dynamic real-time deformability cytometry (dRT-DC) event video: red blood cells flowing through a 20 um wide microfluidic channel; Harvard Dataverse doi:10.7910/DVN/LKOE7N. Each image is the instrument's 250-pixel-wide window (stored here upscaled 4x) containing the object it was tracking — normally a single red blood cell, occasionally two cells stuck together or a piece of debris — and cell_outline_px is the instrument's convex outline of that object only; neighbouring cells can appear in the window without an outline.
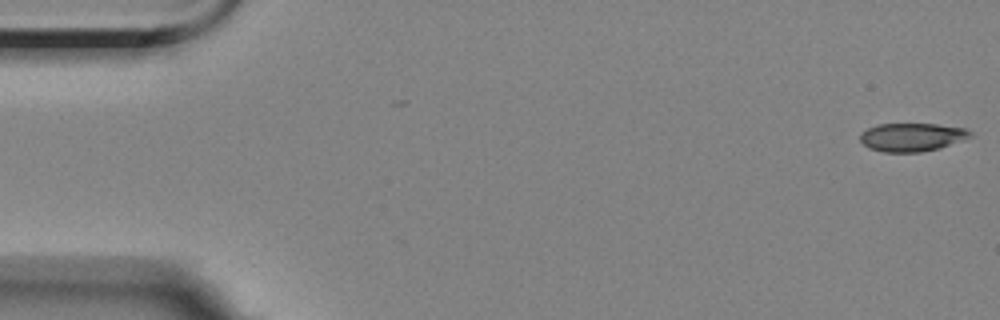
{"species": "Egyptian fruit bat (a non-hibernating species)", "species_latin": "Rousettus aegyptiacus", "temperature_condition": "room temperature", "stored_images_in_passage": 5, "camera_frame_rate_fps": 3000, "um_per_image_px": 0.085, "animal": {"sex": "female"}, "frame": {"image": 1, "passage_image": 1, "time_ms": 0.0, "image_size_px": [1000, 320], "cell_outline_px": [[972, 136], [940, 148], [920, 152], [884, 152], [868, 148], [860, 140], [860, 132], [868, 128], [880, 124], [936, 124], [968, 128], [972, 132]], "centroid_in_image_um": [77.52, 11.65], "position_along_channel_um": 7.5, "area_um2": 18.21}}